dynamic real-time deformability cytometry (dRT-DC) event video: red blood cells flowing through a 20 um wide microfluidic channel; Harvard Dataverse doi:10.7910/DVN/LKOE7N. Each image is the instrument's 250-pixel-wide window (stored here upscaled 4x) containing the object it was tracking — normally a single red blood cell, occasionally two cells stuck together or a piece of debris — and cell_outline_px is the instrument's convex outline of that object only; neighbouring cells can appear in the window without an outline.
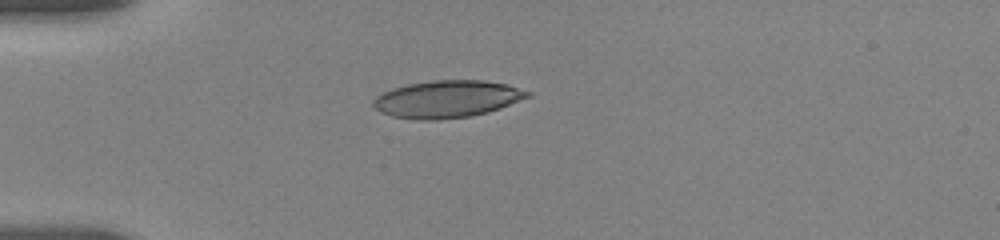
{"species": "human", "species_latin": "Homo sapiens", "temperature_condition": "room temperature", "stored_images_in_passage": 4, "camera_frame_rate_fps": 3000, "um_per_image_px": 0.085, "donor": {"sex": "female"}, "frame": {"image": 1, "passage_image": 1, "time_ms": 0.0, "image_size_px": [1000, 240], "cell_outline_px": [[532, 96], [500, 108], [488, 112], [468, 116], [436, 120], [416, 120], [392, 116], [380, 112], [372, 104], [372, 100], [376, 96], [392, 88], [408, 84], [432, 80], [480, 80], [504, 84], [532, 92]], "centroid_in_image_um": [37.98, 8.42], "position_along_channel_um": 47.0, "area_um2": 33.41}}
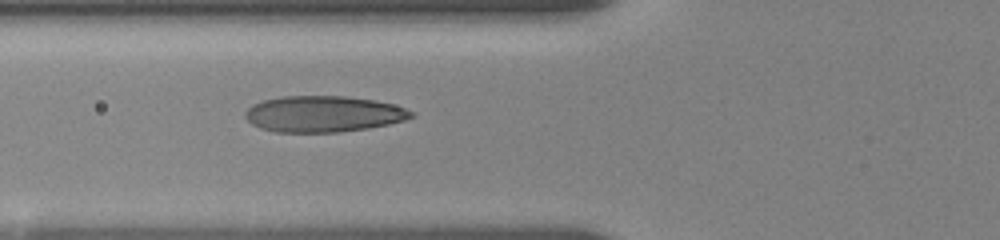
{"frame": {"image": 2, "passage_image": 4, "time_ms": 2.0, "image_size_px": [1000, 240], "cell_outline_px": [[416, 116], [404, 120], [388, 124], [368, 128], [340, 132], [276, 132], [260, 128], [252, 124], [244, 116], [244, 112], [252, 104], [264, 100], [280, 96], [344, 96], [376, 100], [392, 104], [404, 108], [412, 112]], "centroid_in_image_um": [27.46, 9.68], "position_along_channel_um": 98.3, "area_um2": 35.03}}